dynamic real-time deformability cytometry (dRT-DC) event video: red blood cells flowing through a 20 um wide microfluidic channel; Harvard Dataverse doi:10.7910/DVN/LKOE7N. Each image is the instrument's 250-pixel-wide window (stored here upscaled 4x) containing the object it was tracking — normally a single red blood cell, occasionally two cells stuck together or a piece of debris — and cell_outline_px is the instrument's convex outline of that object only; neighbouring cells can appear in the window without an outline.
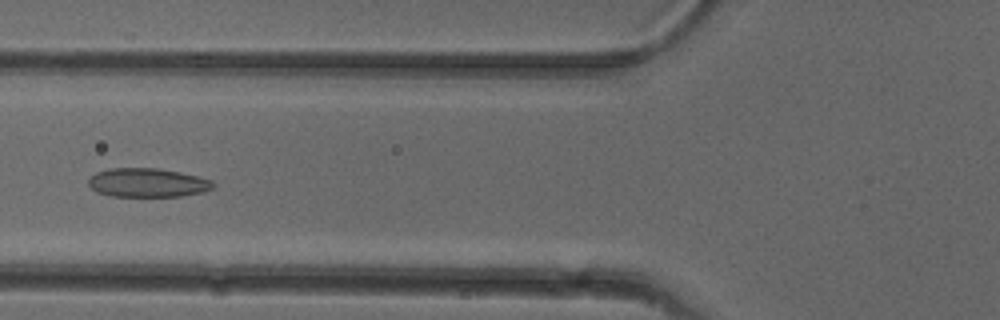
{"species": "common noctule bat (a hibernating species)", "species_latin": "Nyctalus noctula", "temperature_condition": "cold", "stored_images_in_passage": 51, "camera_frame_rate_fps": 3000, "um_per_image_px": 0.085, "animal": {"sex": "female"}, "frame": {"image": 1, "passage_image": 19, "time_ms": 6.0, "image_size_px": [1000, 320], "cell_outline_px": [[216, 184], [212, 188], [204, 192], [180, 196], [112, 196], [96, 192], [88, 184], [88, 176], [96, 172], [108, 168], [156, 168], [180, 172], [212, 180]], "centroid_in_image_um": [12.51, 15.52], "position_along_channel_um": 113.3, "area_um2": 21.1}}
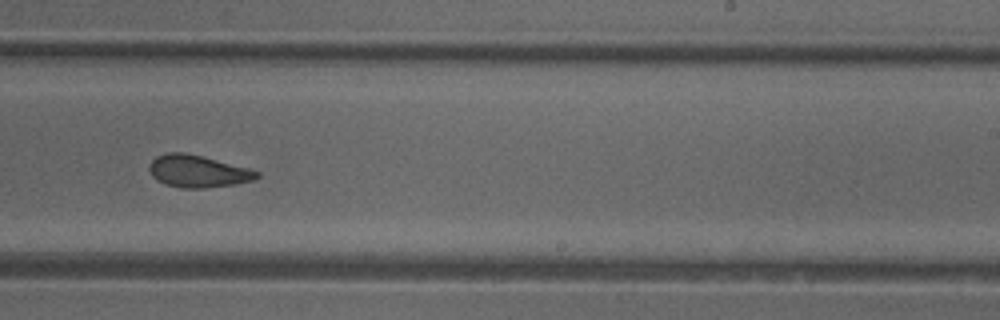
{"frame": {"image": 2, "passage_image": 31, "time_ms": 10.0, "image_size_px": [1000, 320], "cell_outline_px": [[260, 176], [252, 180], [236, 184], [204, 188], [180, 188], [164, 184], [156, 180], [152, 176], [148, 168], [152, 160], [156, 156], [164, 152], [184, 152], [248, 168], [260, 172]], "centroid_in_image_um": [16.77, 14.56], "position_along_channel_um": 272.2, "area_um2": 20.17}}
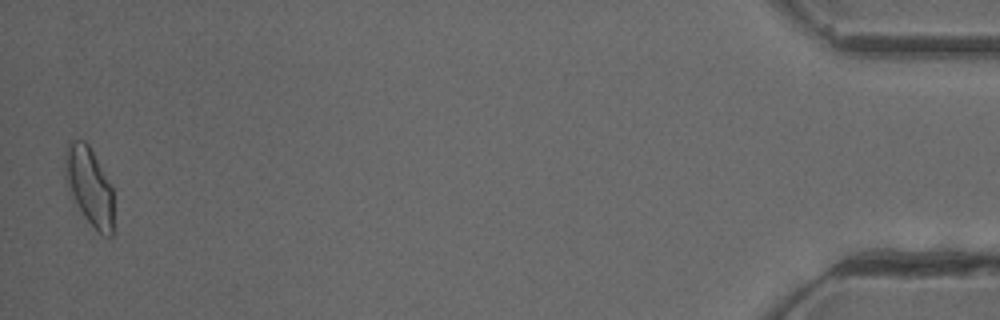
{"frame": {"image": 3, "passage_image": 50, "time_ms": 16.333, "image_size_px": [1000, 320], "cell_outline_px": [[112, 236], [104, 236], [84, 216], [64, 176], [64, 160], [68, 140], [84, 140], [88, 144], [112, 184]], "centroid_in_image_um": [7.6, 15.75], "position_along_channel_um": 427.6, "area_um2": 21.56}, "authors_computed_cell_mechanics": {"area_um2": 20.9814, "velocity_mm_per_s": 3.9782, "shape_relaxation_time_tau1_ms": 9.0277, "shape_relaxation_time_tau2_ms": 1.8818, "deformation_change_tau1": 0.1616, "deformation_change_tau2": 0.0786}}